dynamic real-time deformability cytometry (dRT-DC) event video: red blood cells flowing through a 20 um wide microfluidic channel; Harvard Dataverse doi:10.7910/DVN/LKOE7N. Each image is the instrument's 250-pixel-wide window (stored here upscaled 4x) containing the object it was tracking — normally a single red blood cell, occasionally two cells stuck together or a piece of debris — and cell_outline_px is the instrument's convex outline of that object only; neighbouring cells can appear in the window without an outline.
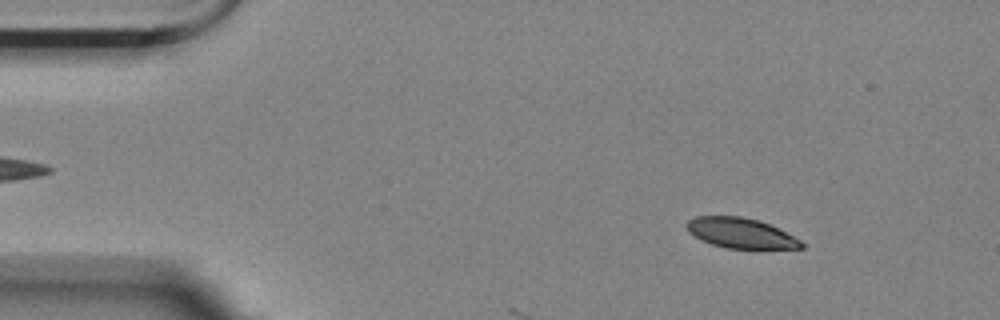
{"species": "Egyptian fruit bat (a non-hibernating species)", "species_latin": "Rousettus aegyptiacus", "temperature_condition": "room temperature", "stored_images_in_passage": 15, "camera_frame_rate_fps": 3000, "um_per_image_px": 0.085, "animal": {"sex": "female"}, "frame": {"image": 1, "passage_image": 6, "time_ms": 1.667, "image_size_px": [1000, 320], "cell_outline_px": [[804, 248], [728, 248], [712, 244], [688, 232], [684, 224], [688, 220], [696, 216], [740, 216], [760, 220], [800, 240], [804, 244]], "centroid_in_image_um": [62.92, 19.79], "position_along_channel_um": 22.1, "area_um2": 19.83}}
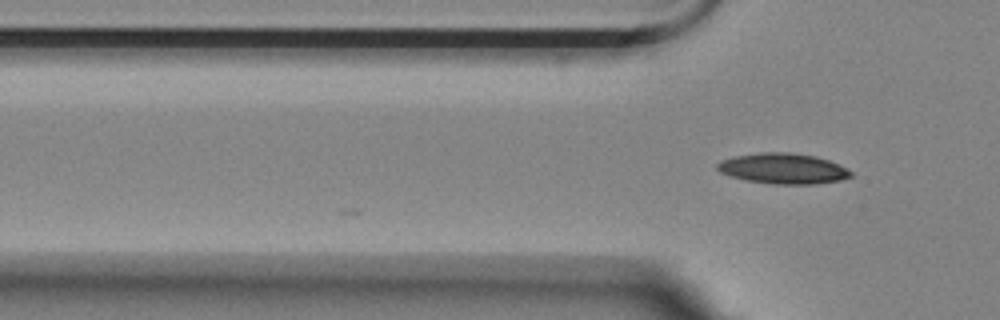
{"frame": {"image": 2, "passage_image": 15, "time_ms": 4.667, "image_size_px": [1000, 320], "cell_outline_px": [[852, 176], [840, 180], [816, 184], [772, 184], [748, 180], [732, 176], [720, 172], [716, 168], [716, 164], [720, 160], [732, 156], [760, 152], [788, 152], [816, 156], [840, 164], [852, 172]], "centroid_in_image_um": [66.56, 14.32], "position_along_channel_um": 59.2, "area_um2": 23.87}}